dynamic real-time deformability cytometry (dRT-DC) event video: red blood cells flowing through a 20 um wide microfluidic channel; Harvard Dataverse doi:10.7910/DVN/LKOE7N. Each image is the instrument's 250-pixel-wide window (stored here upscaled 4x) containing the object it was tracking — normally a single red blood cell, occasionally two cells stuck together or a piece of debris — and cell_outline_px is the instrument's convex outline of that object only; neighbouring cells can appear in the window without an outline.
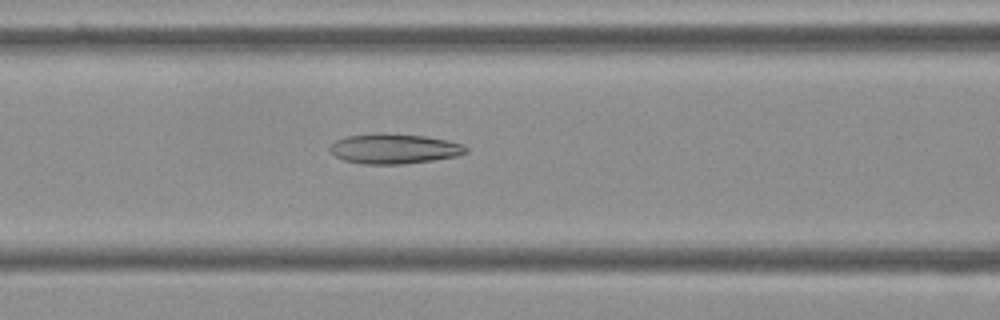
{"species": "Egyptian fruit bat (a non-hibernating species)", "species_latin": "Rousettus aegyptiacus", "temperature_condition": "cold", "stored_images_in_passage": 56, "camera_frame_rate_fps": 3000, "um_per_image_px": 0.085, "frame": {"image": 1, "passage_image": 23, "time_ms": 7.333, "image_size_px": [1000, 320], "cell_outline_px": [[468, 152], [456, 156], [432, 160], [400, 164], [364, 164], [344, 160], [336, 156], [328, 148], [336, 140], [344, 136], [424, 136], [448, 140], [464, 144], [468, 148]], "centroid_in_image_um": [33.56, 12.69], "position_along_channel_um": 133.0, "area_um2": 22.72}}
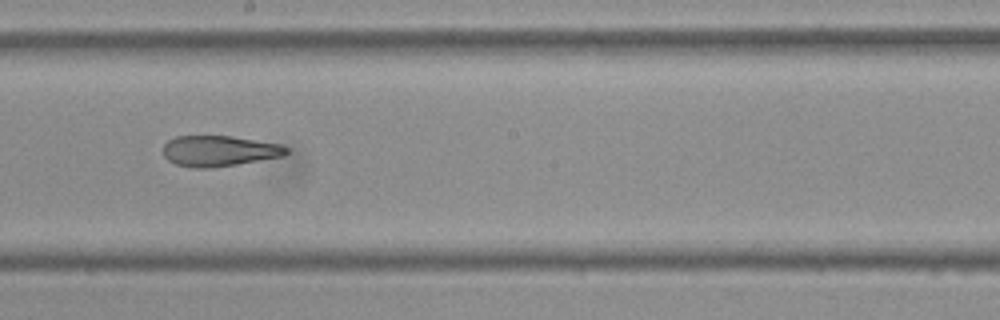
{"frame": {"image": 2, "passage_image": 31, "time_ms": 10.0, "image_size_px": [1000, 320], "cell_outline_px": [[288, 152], [284, 156], [236, 164], [208, 168], [192, 168], [176, 164], [168, 160], [164, 156], [164, 144], [168, 140], [176, 136], [232, 136], [280, 144], [288, 148]], "centroid_in_image_um": [18.62, 12.83], "position_along_channel_um": 229.6, "area_um2": 21.96}}
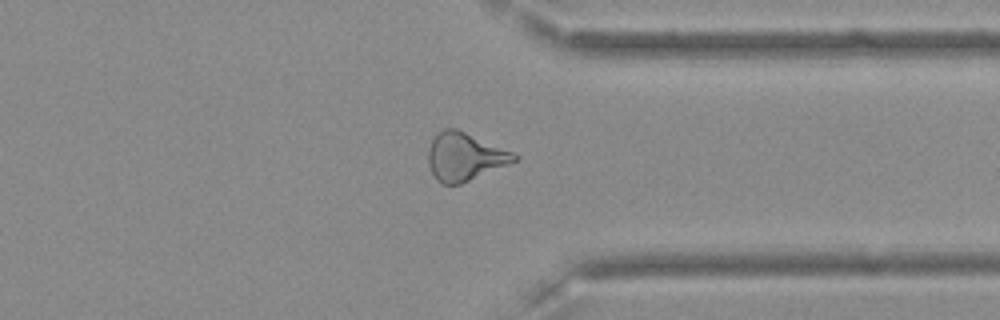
{"frame": {"image": 3, "passage_image": 43, "time_ms": 14.0, "image_size_px": [1000, 320], "cell_outline_px": [[520, 160], [460, 184], [444, 184], [436, 180], [428, 164], [428, 148], [432, 140], [444, 128], [456, 128], [512, 152], [520, 156]], "centroid_in_image_um": [39.51, 13.33], "position_along_channel_um": 371.9, "area_um2": 23.87}, "authors_computed_cell_mechanics": {"area_um2": 25.0563, "velocity_mm_per_s": 3.6149, "shape_relaxation_time_tau1_ms": null, "shape_relaxation_time_tau2_ms": 4.4301, "deformation_change_tau1": null, "deformation_change_tau2": 0.1497}}